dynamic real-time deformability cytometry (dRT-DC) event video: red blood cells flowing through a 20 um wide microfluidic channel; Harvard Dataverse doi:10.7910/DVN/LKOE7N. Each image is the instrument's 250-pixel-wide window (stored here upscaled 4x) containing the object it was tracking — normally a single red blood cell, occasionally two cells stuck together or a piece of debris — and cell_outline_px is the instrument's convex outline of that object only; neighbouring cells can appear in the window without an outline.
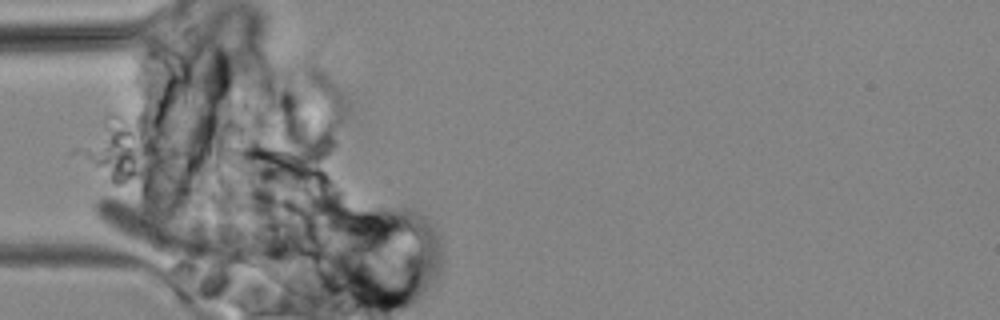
{"species": "common noctule bat (a hibernating species)", "species_latin": "Nyctalus noctula", "temperature_condition": "cold", "stored_images_in_passage": 2, "camera_frame_rate_fps": 3000, "um_per_image_px": 0.085, "animal": {"sex": "male", "body_mass_g": 19.2, "forearm_length_mm": 51.8}, "frame": {"image": 1, "passage_image": 1, "time_ms": 0.0, "image_size_px": [1000, 320], "cell_outline_px": [[220, 256], [164, 256], [156, 252], [104, 224], [96, 216], [96, 200], [100, 196], [116, 196], [128, 200], [208, 244]], "centroid_in_image_um": [12.69, 19.45], "position_along_channel_um": 72.3, "area_um2": 24.85}}